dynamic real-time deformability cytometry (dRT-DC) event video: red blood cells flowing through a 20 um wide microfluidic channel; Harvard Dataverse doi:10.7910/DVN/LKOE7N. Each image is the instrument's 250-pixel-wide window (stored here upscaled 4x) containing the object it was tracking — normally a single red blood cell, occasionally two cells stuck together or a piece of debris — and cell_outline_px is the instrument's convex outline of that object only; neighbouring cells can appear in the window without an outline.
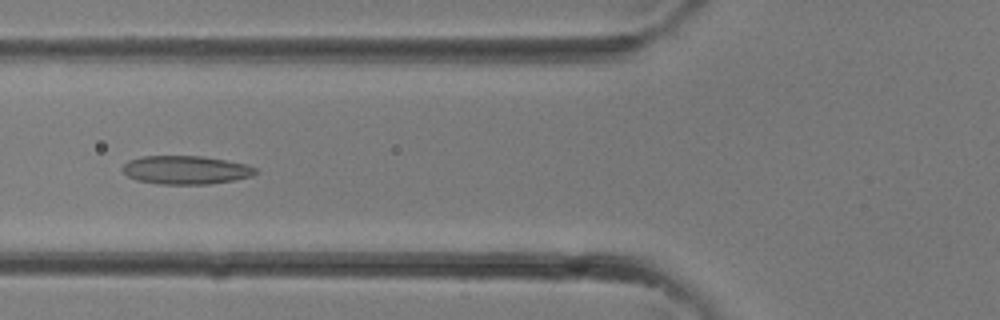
{"species": "common noctule bat (a hibernating species)", "species_latin": "Nyctalus noctula", "temperature_condition": "room temperature", "stored_images_in_passage": 23, "camera_frame_rate_fps": 3000, "um_per_image_px": 0.085, "animal": {"sex": "female"}, "frame": {"image": 1, "passage_image": 3, "time_ms": 0.667, "image_size_px": [1000, 320], "cell_outline_px": [[256, 172], [252, 176], [232, 180], [208, 184], [160, 184], [136, 180], [128, 176], [120, 168], [128, 160], [140, 156], [204, 156], [244, 164], [256, 168]], "centroid_in_image_um": [15.73, 14.44], "position_along_channel_um": 110.1, "area_um2": 21.96}}
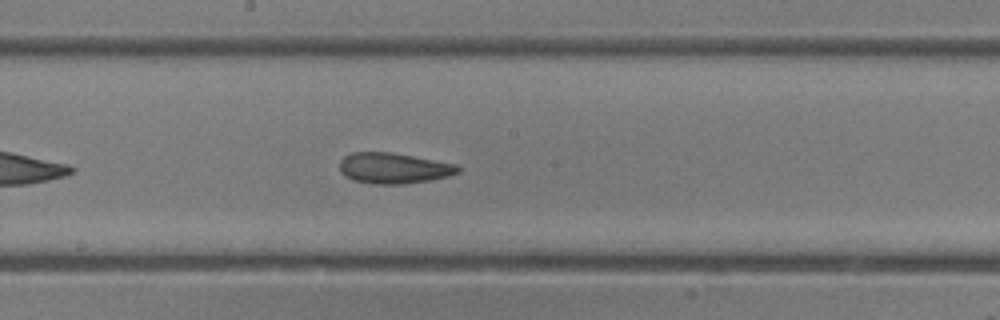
{"frame": {"image": 2, "passage_image": 8, "time_ms": 2.333, "image_size_px": [1000, 320], "cell_outline_px": [[460, 172], [448, 176], [432, 180], [404, 184], [376, 184], [352, 180], [344, 176], [340, 172], [340, 160], [344, 156], [352, 152], [388, 152], [460, 164]], "centroid_in_image_um": [33.48, 14.3], "position_along_channel_um": 214.7, "area_um2": 21.39}}
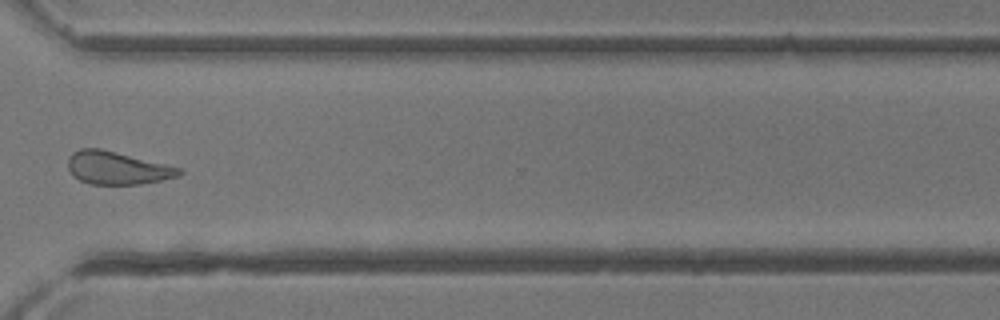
{"frame": {"image": 3, "passage_image": 15, "time_ms": 4.667, "image_size_px": [1000, 320], "cell_outline_px": [[184, 172], [180, 176], [140, 184], [88, 184], [72, 176], [68, 168], [68, 156], [72, 152], [80, 148], [100, 148], [184, 168]], "centroid_in_image_um": [9.97, 14.27], "position_along_channel_um": 360.6, "area_um2": 21.56}}